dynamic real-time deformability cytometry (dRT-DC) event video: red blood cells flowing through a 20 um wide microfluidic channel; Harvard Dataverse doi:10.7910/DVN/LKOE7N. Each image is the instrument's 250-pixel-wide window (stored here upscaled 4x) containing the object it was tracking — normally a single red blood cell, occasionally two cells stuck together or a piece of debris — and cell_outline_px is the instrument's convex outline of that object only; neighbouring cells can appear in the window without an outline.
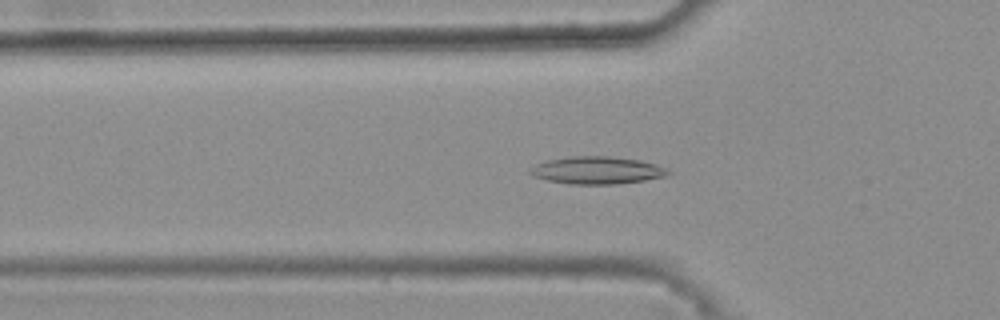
{"species": "common noctule bat (a hibernating species)", "species_latin": "Nyctalus noctula", "temperature_condition": "warm", "stored_images_in_passage": 44, "camera_frame_rate_fps": 3000, "um_per_image_px": 0.085, "animal": {"sex": "female", "body_mass_g": 25.1}, "frame": {"image": 1, "passage_image": 17, "time_ms": 5.333, "image_size_px": [1000, 320], "cell_outline_px": [[672, 172], [664, 176], [644, 180], [616, 184], [568, 184], [548, 180], [532, 176], [528, 172], [528, 168], [536, 164], [548, 160], [572, 156], [604, 156], [640, 160], [656, 164]], "centroid_in_image_um": [50.69, 14.48], "position_along_channel_um": 75.1, "area_um2": 21.96}}
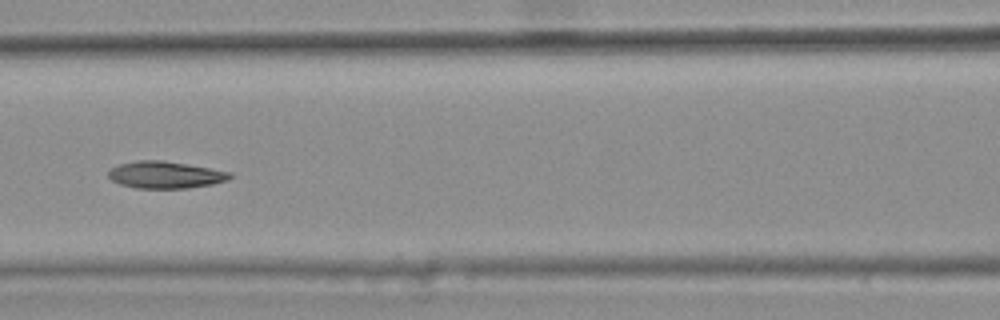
{"frame": {"image": 2, "passage_image": 23, "time_ms": 7.333, "image_size_px": [1000, 320], "cell_outline_px": [[232, 176], [228, 180], [212, 184], [188, 188], [136, 188], [120, 184], [112, 180], [108, 176], [108, 172], [112, 168], [120, 164], [136, 160], [164, 160], [232, 172]], "centroid_in_image_um": [14.06, 14.86], "position_along_channel_um": 152.5, "area_um2": 19.07}}
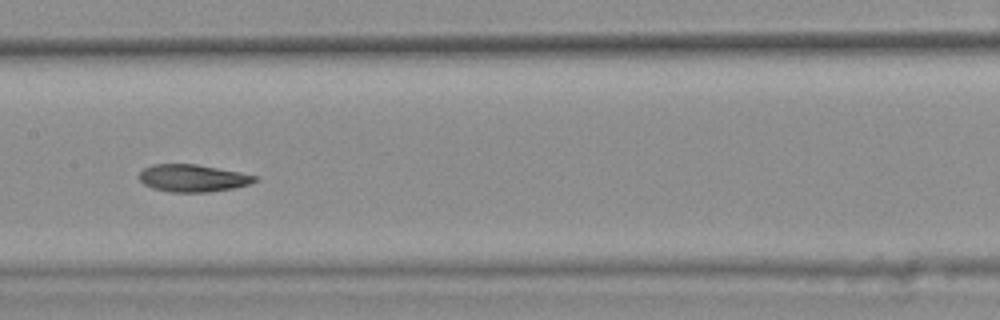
{"frame": {"image": 3, "passage_image": 26, "time_ms": 8.333, "image_size_px": [1000, 320], "cell_outline_px": [[260, 180], [252, 184], [232, 188], [208, 192], [168, 192], [152, 188], [144, 184], [140, 180], [140, 172], [144, 168], [152, 164], [196, 164], [240, 172], [260, 176]], "centroid_in_image_um": [16.44, 15.14], "position_along_channel_um": 191.0, "area_um2": 18.61}, "authors_computed_cell_mechanics": {"area_um2": 19.4208, "velocity_mm_per_s": 3.8536, "shape_relaxation_time_tau1_ms": null, "shape_relaxation_time_tau2_ms": 2.6894, "deformation_change_tau1": null, "deformation_change_tau2": 0.0899}}